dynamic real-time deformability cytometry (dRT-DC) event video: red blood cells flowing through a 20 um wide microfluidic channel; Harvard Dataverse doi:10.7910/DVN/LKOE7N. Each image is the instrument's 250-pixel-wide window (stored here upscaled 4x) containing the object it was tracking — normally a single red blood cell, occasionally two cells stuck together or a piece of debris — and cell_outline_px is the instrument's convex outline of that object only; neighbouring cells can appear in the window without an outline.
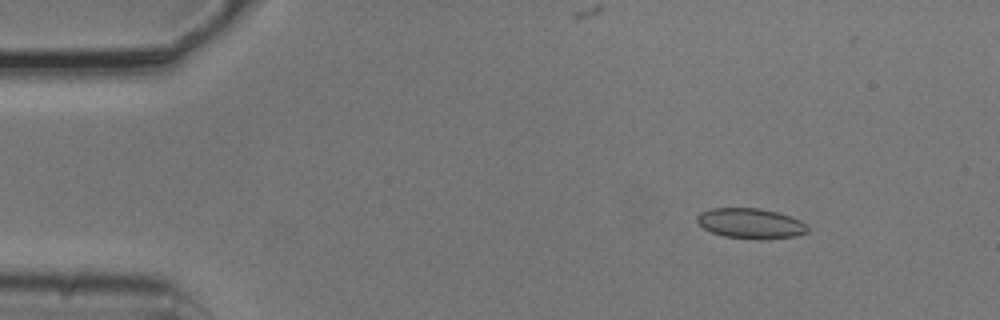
{"species": "common noctule bat (a hibernating species)", "species_latin": "Nyctalus noctula", "temperature_condition": "cold", "stored_images_in_passage": 7, "camera_frame_rate_fps": 3000, "um_per_image_px": 0.085, "animal": {"sex": "male", "body_mass_g": 20.5, "forearm_length_mm": 52.5}, "frame": {"image": 1, "passage_image": 2, "time_ms": 0.333, "image_size_px": [1000, 320], "cell_outline_px": [[808, 232], [796, 236], [760, 240], [756, 240], [724, 236], [712, 232], [704, 228], [696, 220], [696, 216], [700, 212], [712, 208], [760, 208], [776, 212], [800, 220], [808, 224]], "centroid_in_image_um": [63.81, 19.0], "position_along_channel_um": 21.2, "area_um2": 19.59}}
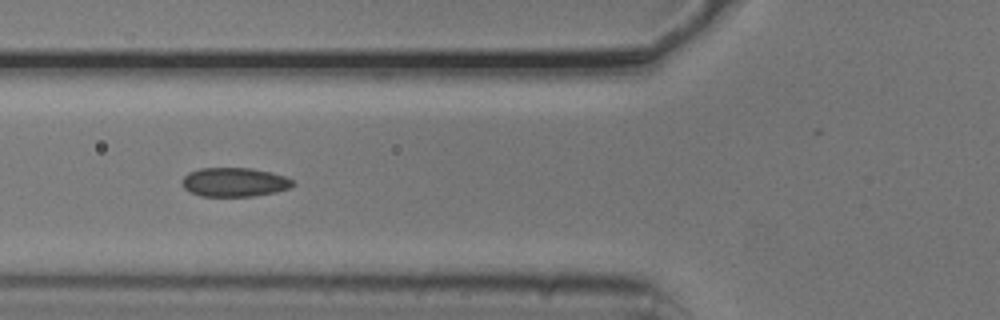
{"frame": {"image": 2, "passage_image": 5, "time_ms": 1.333, "image_size_px": [1000, 320], "cell_outline_px": [[296, 184], [288, 188], [276, 192], [252, 196], [200, 196], [188, 192], [180, 184], [180, 180], [188, 172], [200, 168], [252, 168], [272, 172], [284, 176], [292, 180]], "centroid_in_image_um": [19.87, 15.48], "position_along_channel_um": 105.9, "area_um2": 18.96}}
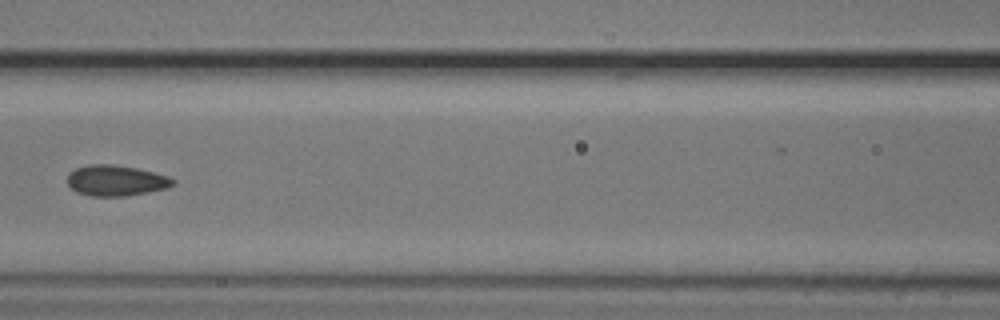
{"frame": {"image": 3, "passage_image": 6, "time_ms": 1.667, "image_size_px": [1000, 320], "cell_outline_px": [[176, 184], [168, 188], [148, 192], [124, 196], [92, 196], [76, 192], [68, 184], [68, 172], [76, 168], [88, 164], [112, 164], [136, 168], [168, 176], [176, 180]], "centroid_in_image_um": [9.86, 15.34], "position_along_channel_um": 156.7, "area_um2": 18.96}}